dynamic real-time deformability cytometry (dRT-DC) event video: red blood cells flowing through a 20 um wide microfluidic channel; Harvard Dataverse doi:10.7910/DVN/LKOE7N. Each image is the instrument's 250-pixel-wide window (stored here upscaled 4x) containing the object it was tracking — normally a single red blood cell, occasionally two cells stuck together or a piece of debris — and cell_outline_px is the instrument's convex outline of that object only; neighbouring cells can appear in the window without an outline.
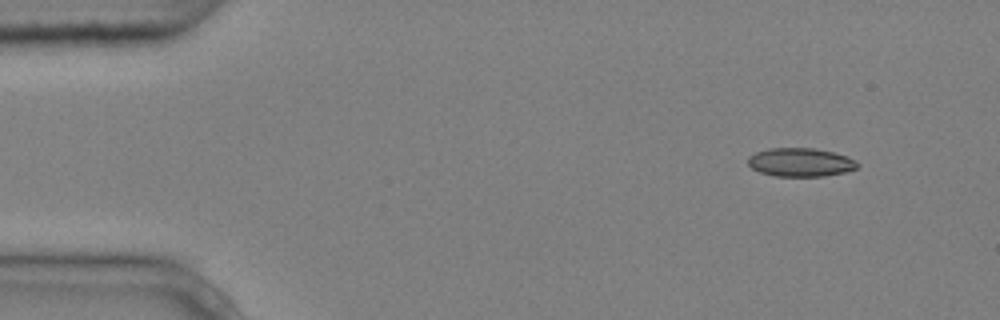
{"species": "common noctule bat (a hibernating species)", "species_latin": "Nyctalus noctula", "temperature_condition": "cold", "stored_images_in_passage": 4, "camera_frame_rate_fps": 3000, "um_per_image_px": 0.085, "animal": {"sex": "male", "body_mass_g": 20.4}, "frame": {"image": 1, "passage_image": 1, "time_ms": 0.0, "image_size_px": [1000, 320], "cell_outline_px": [[860, 164], [856, 168], [844, 172], [824, 176], [776, 176], [760, 172], [752, 168], [748, 164], [748, 156], [756, 152], [768, 148], [816, 148], [848, 156], [856, 160]], "centroid_in_image_um": [68.05, 13.79], "position_along_channel_um": 17.0, "area_um2": 18.26}}
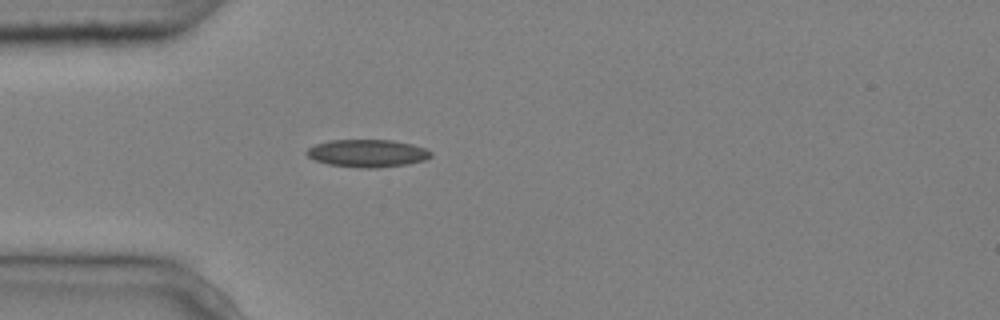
{"frame": {"image": 2, "passage_image": 4, "time_ms": 1.0, "image_size_px": [1000, 320], "cell_outline_px": [[432, 156], [424, 160], [408, 164], [376, 168], [360, 168], [328, 164], [316, 160], [308, 156], [304, 152], [308, 148], [316, 144], [328, 140], [392, 140], [412, 144], [424, 148], [432, 152]], "centroid_in_image_um": [31.22, 13.03], "position_along_channel_um": 53.8, "area_um2": 20.0}}